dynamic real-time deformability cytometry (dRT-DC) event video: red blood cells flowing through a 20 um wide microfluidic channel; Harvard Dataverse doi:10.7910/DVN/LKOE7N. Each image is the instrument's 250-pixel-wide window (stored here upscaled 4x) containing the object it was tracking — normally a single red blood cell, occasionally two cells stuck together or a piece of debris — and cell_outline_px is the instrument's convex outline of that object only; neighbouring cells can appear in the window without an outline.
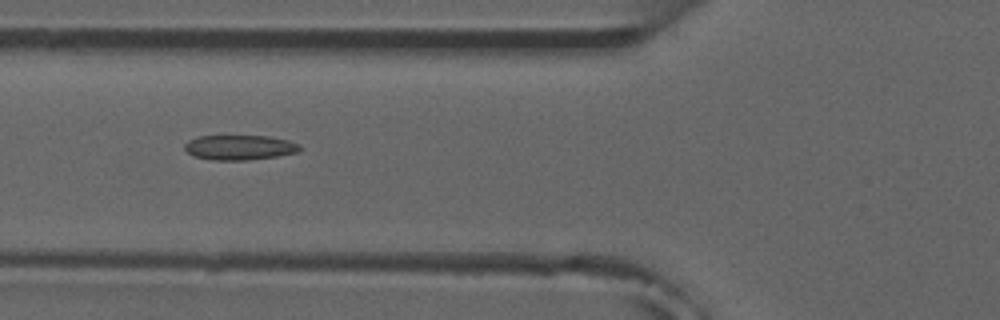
{"species": "common noctule bat (a hibernating species)", "species_latin": "Nyctalus noctula", "temperature_condition": "room temperature", "stored_images_in_passage": 8, "camera_frame_rate_fps": 3000, "um_per_image_px": 0.085, "animal": {"sex": "male", "forearm_length_mm": 52.5}, "frame": {"image": 1, "passage_image": 6, "time_ms": 5.667, "image_size_px": [1000, 320], "cell_outline_px": [[300, 148], [296, 152], [276, 156], [248, 160], [212, 160], [192, 156], [184, 148], [184, 144], [188, 140], [196, 136], [268, 136], [288, 140], [300, 144]], "centroid_in_image_um": [20.31, 12.53], "position_along_channel_um": 105.5, "area_um2": 16.7}}
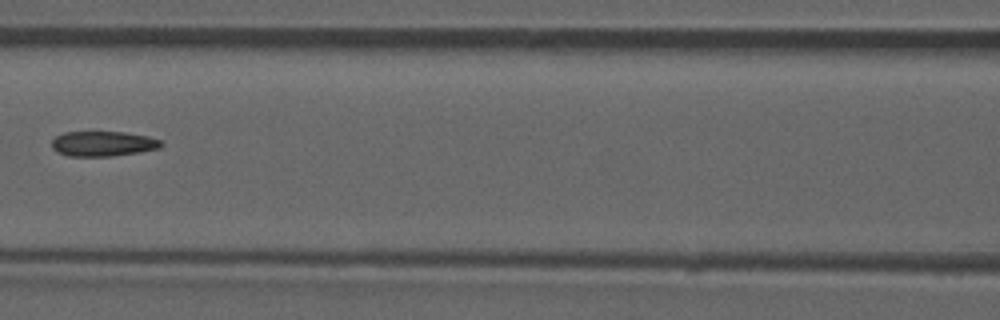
{"frame": {"image": 2, "passage_image": 7, "time_ms": 7.0, "image_size_px": [1000, 320], "cell_outline_px": [[164, 144], [160, 148], [140, 152], [112, 156], [68, 156], [56, 152], [52, 148], [52, 140], [56, 136], [64, 132], [124, 132], [148, 136], [160, 140]], "centroid_in_image_um": [8.75, 12.22], "position_along_channel_um": 157.8, "area_um2": 16.07}}